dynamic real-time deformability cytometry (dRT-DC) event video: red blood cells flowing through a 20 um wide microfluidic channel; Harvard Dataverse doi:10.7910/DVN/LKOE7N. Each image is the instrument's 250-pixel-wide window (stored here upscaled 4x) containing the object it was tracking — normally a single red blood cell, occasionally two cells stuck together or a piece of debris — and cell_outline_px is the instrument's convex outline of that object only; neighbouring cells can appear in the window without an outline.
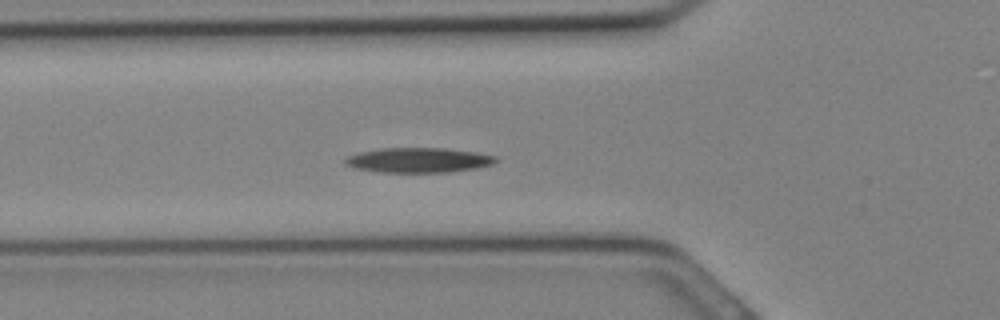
{"species": "Egyptian fruit bat (a non-hibernating species)", "species_latin": "Rousettus aegyptiacus", "temperature_condition": "cold", "stored_images_in_passage": 22, "camera_frame_rate_fps": 3000, "um_per_image_px": 0.085, "animal": {"sex": "female"}, "frame": {"image": 1, "passage_image": 10, "time_ms": 3.0, "image_size_px": [1000, 320], "cell_outline_px": [[500, 160], [492, 164], [476, 168], [444, 172], [380, 172], [352, 168], [344, 164], [344, 160], [348, 156], [360, 152], [380, 148], [444, 148], [476, 152], [496, 156]], "centroid_in_image_um": [35.55, 13.61], "position_along_channel_um": 90.2, "area_um2": 21.85}}
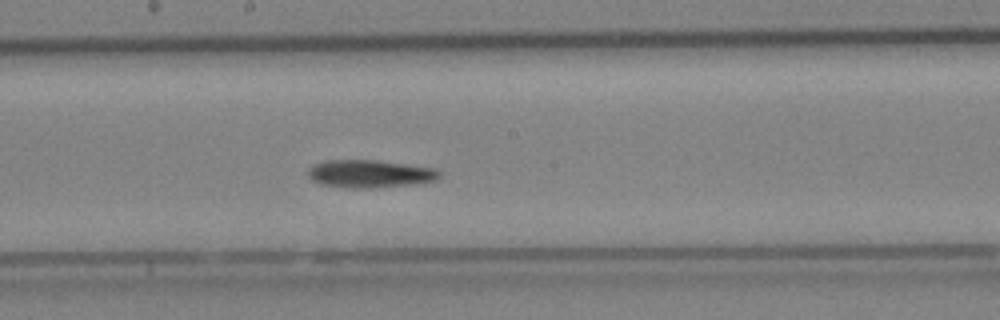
{"frame": {"image": 2, "passage_image": 16, "time_ms": 5.0, "image_size_px": [1000, 320], "cell_outline_px": [[440, 176], [436, 180], [424, 184], [376, 188], [348, 188], [324, 184], [312, 180], [308, 176], [308, 168], [316, 164], [328, 160], [376, 160], [436, 168], [440, 172]], "centroid_in_image_um": [31.52, 14.78], "position_along_channel_um": 216.7, "area_um2": 21.5}}
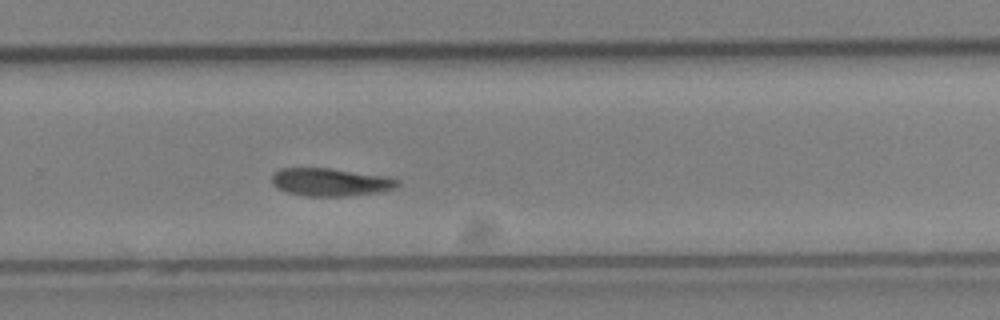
{"frame": {"image": 3, "passage_image": 20, "time_ms": 6.333, "image_size_px": [1000, 320], "cell_outline_px": [[400, 184], [396, 188], [380, 192], [340, 196], [304, 196], [284, 192], [276, 188], [272, 184], [272, 176], [280, 168], [328, 168], [388, 176], [400, 180]], "centroid_in_image_um": [28.09, 15.48], "position_along_channel_um": 301.7, "area_um2": 20.58}}